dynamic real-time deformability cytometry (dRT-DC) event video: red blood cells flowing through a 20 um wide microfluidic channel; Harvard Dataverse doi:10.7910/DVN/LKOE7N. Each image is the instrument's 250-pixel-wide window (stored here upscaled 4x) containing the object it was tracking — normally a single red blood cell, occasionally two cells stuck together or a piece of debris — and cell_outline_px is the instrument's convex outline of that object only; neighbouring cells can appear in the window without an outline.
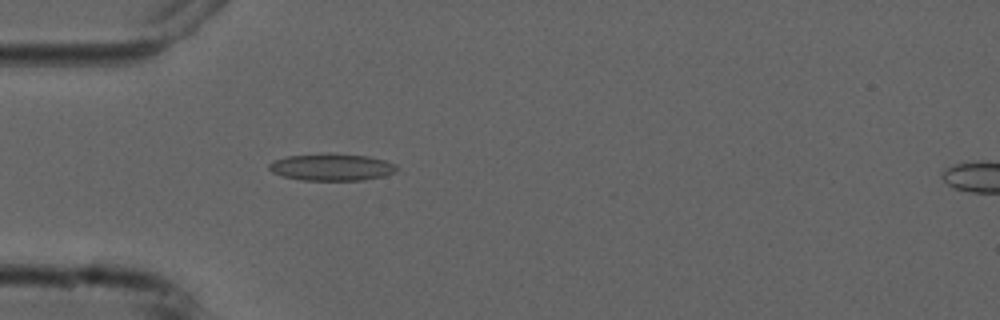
{"species": "common noctule bat (a hibernating species)", "species_latin": "Nyctalus noctula", "temperature_condition": "cold", "stored_images_in_passage": 6, "camera_frame_rate_fps": 3000, "um_per_image_px": 0.085, "animal": {"sex": "male", "forearm_length_mm": 52.5}, "frame": {"image": 1, "passage_image": 5, "time_ms": 4.667, "image_size_px": [1000, 320], "cell_outline_px": [[396, 172], [384, 176], [364, 180], [300, 180], [284, 176], [272, 172], [268, 168], [268, 164], [272, 160], [288, 156], [368, 156], [384, 160], [396, 164]], "centroid_in_image_um": [28.2, 14.25], "position_along_channel_um": 56.8, "area_um2": 19.19}}